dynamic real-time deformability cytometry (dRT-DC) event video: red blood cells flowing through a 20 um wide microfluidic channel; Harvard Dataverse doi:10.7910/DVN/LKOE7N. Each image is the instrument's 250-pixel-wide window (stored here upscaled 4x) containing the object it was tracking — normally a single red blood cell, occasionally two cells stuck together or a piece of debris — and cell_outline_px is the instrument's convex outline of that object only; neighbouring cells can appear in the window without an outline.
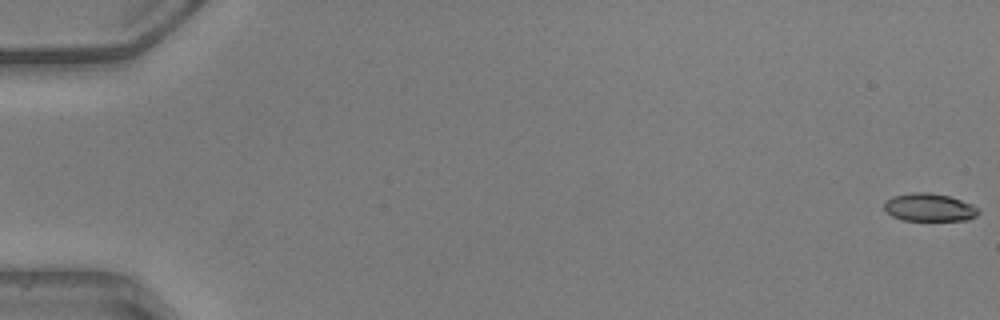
{"species": "common noctule bat (a hibernating species)", "species_latin": "Nyctalus noctula", "temperature_condition": "warm", "stored_images_in_passage": 47, "camera_frame_rate_fps": 3000, "um_per_image_px": 0.085, "animal": {"sex": "male", "body_mass_g": 20.5, "forearm_length_mm": 52.5}, "frame": {"image": 1, "passage_image": 1, "time_ms": 0.0, "image_size_px": [1000, 320], "cell_outline_px": [[980, 212], [976, 216], [968, 220], [904, 220], [892, 216], [884, 208], [884, 200], [892, 196], [912, 192], [928, 192], [948, 196], [972, 204], [980, 208]], "centroid_in_image_um": [78.99, 17.62], "position_along_channel_um": 6.0, "area_um2": 15.37}}
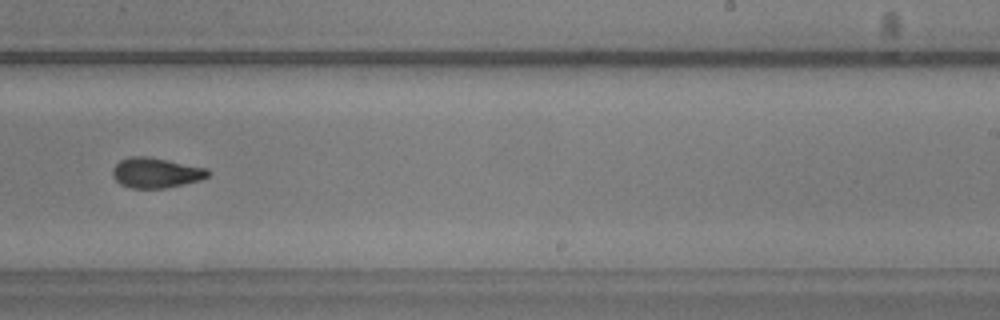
{"frame": {"image": 2, "passage_image": 33, "time_ms": 10.667, "image_size_px": [1000, 320], "cell_outline_px": [[212, 172], [208, 176], [200, 180], [164, 188], [132, 188], [120, 184], [112, 176], [112, 168], [120, 160], [132, 156], [144, 156], [168, 160], [208, 168]], "centroid_in_image_um": [13.26, 14.68], "position_along_channel_um": 275.7, "area_um2": 16.76}}
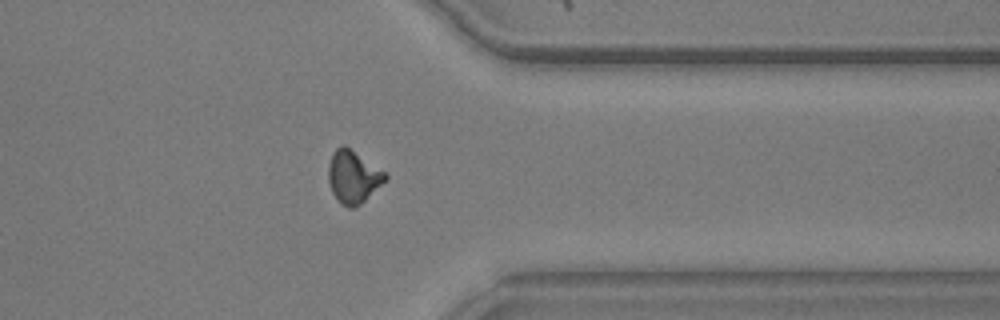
{"frame": {"image": 3, "passage_image": 41, "time_ms": 13.333, "image_size_px": [1000, 320], "cell_outline_px": [[388, 180], [360, 204], [352, 208], [348, 208], [340, 204], [332, 192], [328, 180], [328, 164], [332, 152], [336, 148], [344, 144], [384, 172], [388, 176]], "centroid_in_image_um": [30.0, 15.04], "position_along_channel_um": 381.4, "area_um2": 17.46}}